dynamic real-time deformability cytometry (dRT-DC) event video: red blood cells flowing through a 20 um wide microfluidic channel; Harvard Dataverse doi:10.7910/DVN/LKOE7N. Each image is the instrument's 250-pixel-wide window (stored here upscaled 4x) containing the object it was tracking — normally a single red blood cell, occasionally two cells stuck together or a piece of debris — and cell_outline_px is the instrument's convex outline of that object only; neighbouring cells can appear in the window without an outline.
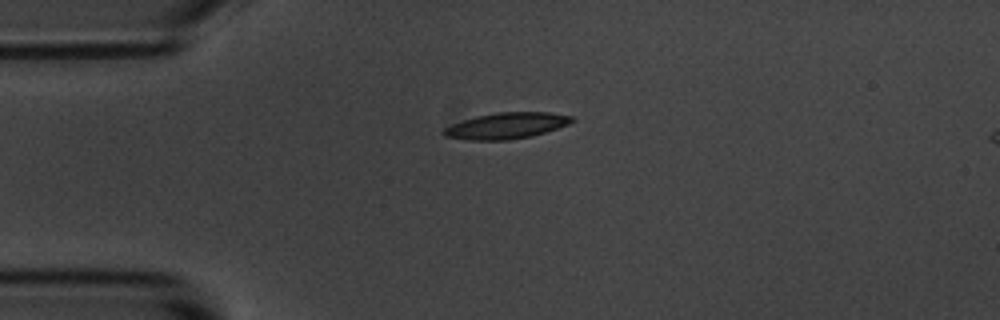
{"species": "common noctule bat (a hibernating species)", "species_latin": "Nyctalus noctula", "temperature_condition": "room temperature", "stored_images_in_passage": 6, "camera_frame_rate_fps": 3000, "um_per_image_px": 0.085, "animal": {"sex": "male", "body_mass_g": 20.1, "forearm_length_mm": 53.5}, "frame": {"image": 1, "passage_image": 1, "time_ms": 0.0, "image_size_px": [1000, 320], "cell_outline_px": [[576, 120], [568, 124], [532, 136], [508, 140], [468, 140], [444, 136], [440, 132], [444, 128], [452, 124], [476, 116], [496, 112], [548, 112], [576, 116]], "centroid_in_image_um": [43.05, 10.68], "position_along_channel_um": 41.9, "area_um2": 19.59}}
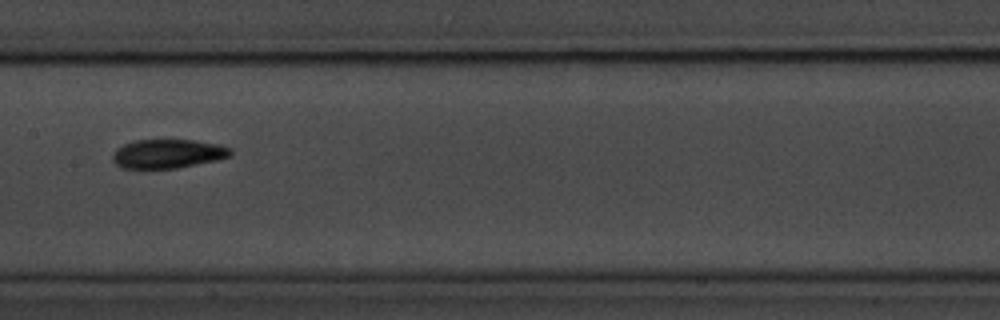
{"frame": {"image": 2, "passage_image": 5, "time_ms": 4.667, "image_size_px": [1000, 320], "cell_outline_px": [[232, 152], [228, 156], [216, 160], [176, 168], [120, 168], [112, 160], [112, 156], [116, 148], [124, 144], [136, 140], [192, 140], [220, 144], [232, 148]], "centroid_in_image_um": [14.24, 13.06], "position_along_channel_um": 193.2, "area_um2": 19.83}}
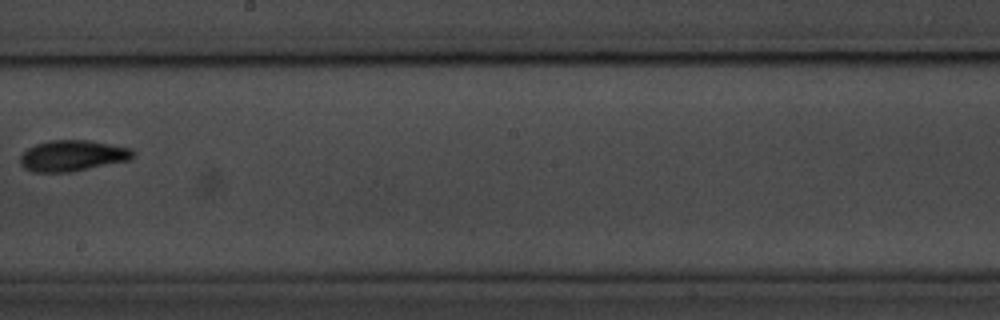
{"frame": {"image": 3, "passage_image": 6, "time_ms": 6.0, "image_size_px": [1000, 320], "cell_outline_px": [[136, 156], [132, 160], [72, 172], [32, 172], [24, 168], [20, 164], [20, 156], [28, 148], [36, 144], [52, 140], [92, 140], [132, 148], [136, 152]], "centroid_in_image_um": [6.24, 13.24], "position_along_channel_um": 242.0, "area_um2": 20.81}}